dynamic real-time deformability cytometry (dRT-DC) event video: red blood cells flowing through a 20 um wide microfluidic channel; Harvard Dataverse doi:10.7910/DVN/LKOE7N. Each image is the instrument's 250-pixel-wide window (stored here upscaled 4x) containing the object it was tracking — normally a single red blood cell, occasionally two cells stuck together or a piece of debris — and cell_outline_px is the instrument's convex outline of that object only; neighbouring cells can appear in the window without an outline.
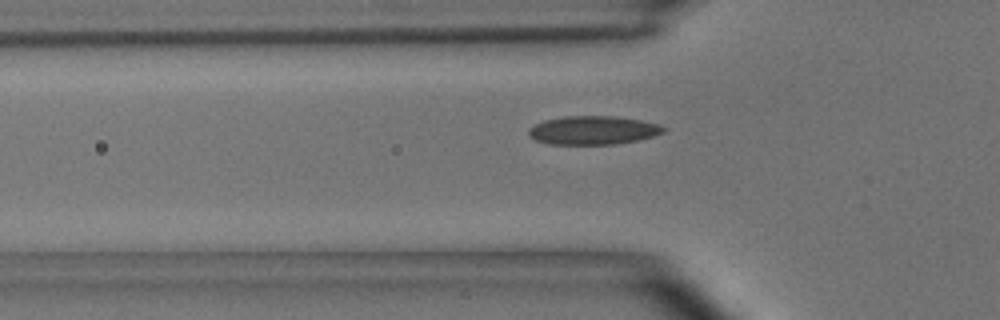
{"species": "common noctule bat (a hibernating species)", "species_latin": "Nyctalus noctula", "temperature_condition": "room temperature", "stored_images_in_passage": 40, "camera_frame_rate_fps": 3000, "um_per_image_px": 0.085, "animal": {"sex": "male", "body_mass_g": 15.6}, "frame": {"image": 1, "passage_image": 8, "time_ms": 2.333, "image_size_px": [1000, 320], "cell_outline_px": [[668, 128], [664, 132], [656, 136], [640, 140], [616, 144], [548, 144], [536, 140], [528, 132], [528, 128], [544, 120], [564, 116], [616, 116], [640, 120], [660, 124]], "centroid_in_image_um": [50.48, 11.07], "position_along_channel_um": 75.3, "area_um2": 22.66}}
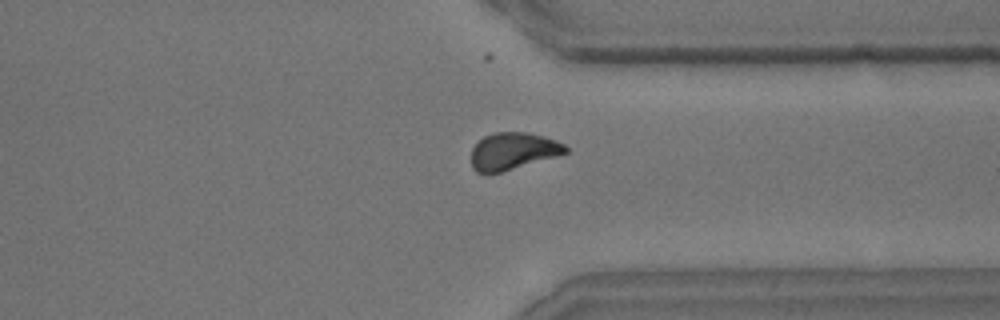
{"frame": {"image": 2, "passage_image": 32, "time_ms": 10.333, "image_size_px": [1000, 320], "cell_outline_px": [[568, 152], [556, 156], [500, 172], [476, 172], [472, 168], [472, 148], [484, 136], [496, 132], [528, 132], [544, 136], [556, 140], [564, 144], [568, 148]], "centroid_in_image_um": [43.61, 12.82], "position_along_channel_um": 367.8, "area_um2": 20.11}}
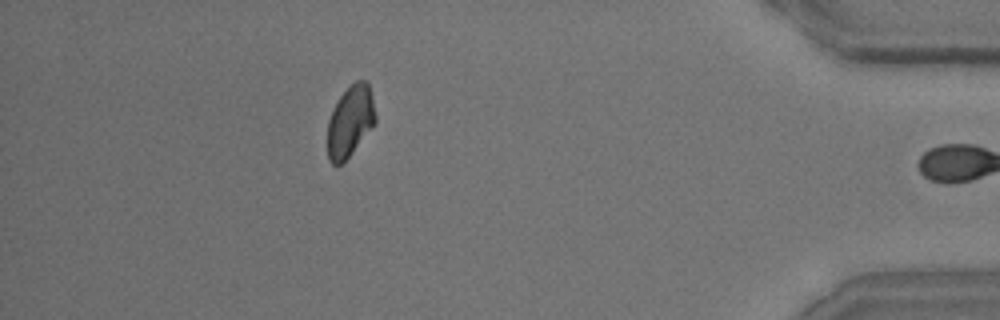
{"frame": {"image": 3, "passage_image": 39, "time_ms": 12.667, "image_size_px": [1000, 320], "cell_outline_px": [[376, 120], [348, 156], [340, 164], [332, 164], [328, 160], [328, 120], [332, 108], [340, 96], [356, 80], [368, 80], [372, 96], [376, 116]], "centroid_in_image_um": [29.75, 10.26], "position_along_channel_um": 405.5, "area_um2": 19.42}, "authors_computed_cell_mechanics": {"area_um2": 21.0103, "velocity_mm_per_s": 3.6547, "shape_relaxation_time_tau1_ms": 3.9536, "shape_relaxation_time_tau2_ms": 3.4971, "deformation_change_tau1": 0.1089, "deformation_change_tau2": 0.0667}}